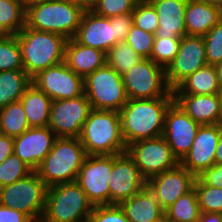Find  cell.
<instances>
[{
	"label": "cell",
	"instance_id": "cell-16",
	"mask_svg": "<svg viewBox=\"0 0 222 222\" xmlns=\"http://www.w3.org/2000/svg\"><path fill=\"white\" fill-rule=\"evenodd\" d=\"M196 178L179 163L176 167L149 178L146 186L165 210L179 197L194 189Z\"/></svg>",
	"mask_w": 222,
	"mask_h": 222
},
{
	"label": "cell",
	"instance_id": "cell-21",
	"mask_svg": "<svg viewBox=\"0 0 222 222\" xmlns=\"http://www.w3.org/2000/svg\"><path fill=\"white\" fill-rule=\"evenodd\" d=\"M155 9L159 27L155 37L182 38L186 34L185 9L188 0H147Z\"/></svg>",
	"mask_w": 222,
	"mask_h": 222
},
{
	"label": "cell",
	"instance_id": "cell-24",
	"mask_svg": "<svg viewBox=\"0 0 222 222\" xmlns=\"http://www.w3.org/2000/svg\"><path fill=\"white\" fill-rule=\"evenodd\" d=\"M222 20V9L205 0H188L185 9L187 35L204 36Z\"/></svg>",
	"mask_w": 222,
	"mask_h": 222
},
{
	"label": "cell",
	"instance_id": "cell-10",
	"mask_svg": "<svg viewBox=\"0 0 222 222\" xmlns=\"http://www.w3.org/2000/svg\"><path fill=\"white\" fill-rule=\"evenodd\" d=\"M113 164L114 155H87L78 172L76 182L93 206L110 205Z\"/></svg>",
	"mask_w": 222,
	"mask_h": 222
},
{
	"label": "cell",
	"instance_id": "cell-15",
	"mask_svg": "<svg viewBox=\"0 0 222 222\" xmlns=\"http://www.w3.org/2000/svg\"><path fill=\"white\" fill-rule=\"evenodd\" d=\"M200 126L175 102L167 109L162 136L179 162L189 152Z\"/></svg>",
	"mask_w": 222,
	"mask_h": 222
},
{
	"label": "cell",
	"instance_id": "cell-49",
	"mask_svg": "<svg viewBox=\"0 0 222 222\" xmlns=\"http://www.w3.org/2000/svg\"><path fill=\"white\" fill-rule=\"evenodd\" d=\"M220 88L222 89V61L215 65Z\"/></svg>",
	"mask_w": 222,
	"mask_h": 222
},
{
	"label": "cell",
	"instance_id": "cell-13",
	"mask_svg": "<svg viewBox=\"0 0 222 222\" xmlns=\"http://www.w3.org/2000/svg\"><path fill=\"white\" fill-rule=\"evenodd\" d=\"M32 83L52 100L70 99L84 94V78L65 62L40 71L32 78Z\"/></svg>",
	"mask_w": 222,
	"mask_h": 222
},
{
	"label": "cell",
	"instance_id": "cell-29",
	"mask_svg": "<svg viewBox=\"0 0 222 222\" xmlns=\"http://www.w3.org/2000/svg\"><path fill=\"white\" fill-rule=\"evenodd\" d=\"M26 6L20 0H0V35H17L25 27Z\"/></svg>",
	"mask_w": 222,
	"mask_h": 222
},
{
	"label": "cell",
	"instance_id": "cell-31",
	"mask_svg": "<svg viewBox=\"0 0 222 222\" xmlns=\"http://www.w3.org/2000/svg\"><path fill=\"white\" fill-rule=\"evenodd\" d=\"M30 128L21 101L0 108V133L16 137Z\"/></svg>",
	"mask_w": 222,
	"mask_h": 222
},
{
	"label": "cell",
	"instance_id": "cell-9",
	"mask_svg": "<svg viewBox=\"0 0 222 222\" xmlns=\"http://www.w3.org/2000/svg\"><path fill=\"white\" fill-rule=\"evenodd\" d=\"M128 99H154L173 97L166 81L165 68L150 58H142L122 75Z\"/></svg>",
	"mask_w": 222,
	"mask_h": 222
},
{
	"label": "cell",
	"instance_id": "cell-54",
	"mask_svg": "<svg viewBox=\"0 0 222 222\" xmlns=\"http://www.w3.org/2000/svg\"><path fill=\"white\" fill-rule=\"evenodd\" d=\"M78 222H90V219H86V220L78 221Z\"/></svg>",
	"mask_w": 222,
	"mask_h": 222
},
{
	"label": "cell",
	"instance_id": "cell-7",
	"mask_svg": "<svg viewBox=\"0 0 222 222\" xmlns=\"http://www.w3.org/2000/svg\"><path fill=\"white\" fill-rule=\"evenodd\" d=\"M84 94L97 110L119 112L129 100L122 75L107 64L84 78Z\"/></svg>",
	"mask_w": 222,
	"mask_h": 222
},
{
	"label": "cell",
	"instance_id": "cell-11",
	"mask_svg": "<svg viewBox=\"0 0 222 222\" xmlns=\"http://www.w3.org/2000/svg\"><path fill=\"white\" fill-rule=\"evenodd\" d=\"M126 152L146 180L180 163L163 136L136 141L127 146Z\"/></svg>",
	"mask_w": 222,
	"mask_h": 222
},
{
	"label": "cell",
	"instance_id": "cell-28",
	"mask_svg": "<svg viewBox=\"0 0 222 222\" xmlns=\"http://www.w3.org/2000/svg\"><path fill=\"white\" fill-rule=\"evenodd\" d=\"M32 78L24 69L0 72V108L19 101L31 85Z\"/></svg>",
	"mask_w": 222,
	"mask_h": 222
},
{
	"label": "cell",
	"instance_id": "cell-19",
	"mask_svg": "<svg viewBox=\"0 0 222 222\" xmlns=\"http://www.w3.org/2000/svg\"><path fill=\"white\" fill-rule=\"evenodd\" d=\"M57 137L47 127H30L14 137V154L35 171L51 151Z\"/></svg>",
	"mask_w": 222,
	"mask_h": 222
},
{
	"label": "cell",
	"instance_id": "cell-50",
	"mask_svg": "<svg viewBox=\"0 0 222 222\" xmlns=\"http://www.w3.org/2000/svg\"><path fill=\"white\" fill-rule=\"evenodd\" d=\"M205 1H207L212 6H216L222 9V0H205Z\"/></svg>",
	"mask_w": 222,
	"mask_h": 222
},
{
	"label": "cell",
	"instance_id": "cell-3",
	"mask_svg": "<svg viewBox=\"0 0 222 222\" xmlns=\"http://www.w3.org/2000/svg\"><path fill=\"white\" fill-rule=\"evenodd\" d=\"M79 140L87 155H116L127 150L117 111L92 109Z\"/></svg>",
	"mask_w": 222,
	"mask_h": 222
},
{
	"label": "cell",
	"instance_id": "cell-44",
	"mask_svg": "<svg viewBox=\"0 0 222 222\" xmlns=\"http://www.w3.org/2000/svg\"><path fill=\"white\" fill-rule=\"evenodd\" d=\"M0 222H34L28 215L0 204Z\"/></svg>",
	"mask_w": 222,
	"mask_h": 222
},
{
	"label": "cell",
	"instance_id": "cell-23",
	"mask_svg": "<svg viewBox=\"0 0 222 222\" xmlns=\"http://www.w3.org/2000/svg\"><path fill=\"white\" fill-rule=\"evenodd\" d=\"M64 62L77 75L85 78L106 64V53L81 45L70 38L66 43Z\"/></svg>",
	"mask_w": 222,
	"mask_h": 222
},
{
	"label": "cell",
	"instance_id": "cell-38",
	"mask_svg": "<svg viewBox=\"0 0 222 222\" xmlns=\"http://www.w3.org/2000/svg\"><path fill=\"white\" fill-rule=\"evenodd\" d=\"M141 0H94L90 9L97 15L107 18L133 12Z\"/></svg>",
	"mask_w": 222,
	"mask_h": 222
},
{
	"label": "cell",
	"instance_id": "cell-47",
	"mask_svg": "<svg viewBox=\"0 0 222 222\" xmlns=\"http://www.w3.org/2000/svg\"><path fill=\"white\" fill-rule=\"evenodd\" d=\"M82 7L84 10H90L93 6L94 0H63Z\"/></svg>",
	"mask_w": 222,
	"mask_h": 222
},
{
	"label": "cell",
	"instance_id": "cell-1",
	"mask_svg": "<svg viewBox=\"0 0 222 222\" xmlns=\"http://www.w3.org/2000/svg\"><path fill=\"white\" fill-rule=\"evenodd\" d=\"M173 97L129 99L119 111L126 146L163 135L165 114Z\"/></svg>",
	"mask_w": 222,
	"mask_h": 222
},
{
	"label": "cell",
	"instance_id": "cell-45",
	"mask_svg": "<svg viewBox=\"0 0 222 222\" xmlns=\"http://www.w3.org/2000/svg\"><path fill=\"white\" fill-rule=\"evenodd\" d=\"M14 137L0 133V164L14 153Z\"/></svg>",
	"mask_w": 222,
	"mask_h": 222
},
{
	"label": "cell",
	"instance_id": "cell-22",
	"mask_svg": "<svg viewBox=\"0 0 222 222\" xmlns=\"http://www.w3.org/2000/svg\"><path fill=\"white\" fill-rule=\"evenodd\" d=\"M173 98L174 102L200 125L219 124V94L173 95Z\"/></svg>",
	"mask_w": 222,
	"mask_h": 222
},
{
	"label": "cell",
	"instance_id": "cell-37",
	"mask_svg": "<svg viewBox=\"0 0 222 222\" xmlns=\"http://www.w3.org/2000/svg\"><path fill=\"white\" fill-rule=\"evenodd\" d=\"M133 24L143 31L155 34L159 27V19L154 7L147 1L141 0L134 8Z\"/></svg>",
	"mask_w": 222,
	"mask_h": 222
},
{
	"label": "cell",
	"instance_id": "cell-20",
	"mask_svg": "<svg viewBox=\"0 0 222 222\" xmlns=\"http://www.w3.org/2000/svg\"><path fill=\"white\" fill-rule=\"evenodd\" d=\"M73 39L81 45L107 53L117 42L114 23L91 10L84 12Z\"/></svg>",
	"mask_w": 222,
	"mask_h": 222
},
{
	"label": "cell",
	"instance_id": "cell-25",
	"mask_svg": "<svg viewBox=\"0 0 222 222\" xmlns=\"http://www.w3.org/2000/svg\"><path fill=\"white\" fill-rule=\"evenodd\" d=\"M119 206L130 222H154L164 217V209L147 186Z\"/></svg>",
	"mask_w": 222,
	"mask_h": 222
},
{
	"label": "cell",
	"instance_id": "cell-51",
	"mask_svg": "<svg viewBox=\"0 0 222 222\" xmlns=\"http://www.w3.org/2000/svg\"><path fill=\"white\" fill-rule=\"evenodd\" d=\"M220 96V117H219V124L222 126V89L219 91Z\"/></svg>",
	"mask_w": 222,
	"mask_h": 222
},
{
	"label": "cell",
	"instance_id": "cell-40",
	"mask_svg": "<svg viewBox=\"0 0 222 222\" xmlns=\"http://www.w3.org/2000/svg\"><path fill=\"white\" fill-rule=\"evenodd\" d=\"M206 61L208 65H216L222 61V20L211 28L204 36Z\"/></svg>",
	"mask_w": 222,
	"mask_h": 222
},
{
	"label": "cell",
	"instance_id": "cell-43",
	"mask_svg": "<svg viewBox=\"0 0 222 222\" xmlns=\"http://www.w3.org/2000/svg\"><path fill=\"white\" fill-rule=\"evenodd\" d=\"M197 177L208 186L222 188V164H214Z\"/></svg>",
	"mask_w": 222,
	"mask_h": 222
},
{
	"label": "cell",
	"instance_id": "cell-34",
	"mask_svg": "<svg viewBox=\"0 0 222 222\" xmlns=\"http://www.w3.org/2000/svg\"><path fill=\"white\" fill-rule=\"evenodd\" d=\"M194 189L201 212L222 213V188L208 186L197 177Z\"/></svg>",
	"mask_w": 222,
	"mask_h": 222
},
{
	"label": "cell",
	"instance_id": "cell-36",
	"mask_svg": "<svg viewBox=\"0 0 222 222\" xmlns=\"http://www.w3.org/2000/svg\"><path fill=\"white\" fill-rule=\"evenodd\" d=\"M181 38L155 37L150 59L167 68L178 53Z\"/></svg>",
	"mask_w": 222,
	"mask_h": 222
},
{
	"label": "cell",
	"instance_id": "cell-39",
	"mask_svg": "<svg viewBox=\"0 0 222 222\" xmlns=\"http://www.w3.org/2000/svg\"><path fill=\"white\" fill-rule=\"evenodd\" d=\"M154 38L155 34L143 31L133 24L127 34L126 42L141 57L150 58Z\"/></svg>",
	"mask_w": 222,
	"mask_h": 222
},
{
	"label": "cell",
	"instance_id": "cell-8",
	"mask_svg": "<svg viewBox=\"0 0 222 222\" xmlns=\"http://www.w3.org/2000/svg\"><path fill=\"white\" fill-rule=\"evenodd\" d=\"M47 186L33 171L26 178L0 188V204L41 222L45 210Z\"/></svg>",
	"mask_w": 222,
	"mask_h": 222
},
{
	"label": "cell",
	"instance_id": "cell-14",
	"mask_svg": "<svg viewBox=\"0 0 222 222\" xmlns=\"http://www.w3.org/2000/svg\"><path fill=\"white\" fill-rule=\"evenodd\" d=\"M206 65L204 37L185 35L181 38L177 55L165 69L168 86L173 90L186 77Z\"/></svg>",
	"mask_w": 222,
	"mask_h": 222
},
{
	"label": "cell",
	"instance_id": "cell-4",
	"mask_svg": "<svg viewBox=\"0 0 222 222\" xmlns=\"http://www.w3.org/2000/svg\"><path fill=\"white\" fill-rule=\"evenodd\" d=\"M82 7L63 0H43L26 6L25 25L28 28L73 38L83 14Z\"/></svg>",
	"mask_w": 222,
	"mask_h": 222
},
{
	"label": "cell",
	"instance_id": "cell-33",
	"mask_svg": "<svg viewBox=\"0 0 222 222\" xmlns=\"http://www.w3.org/2000/svg\"><path fill=\"white\" fill-rule=\"evenodd\" d=\"M24 69L17 35H0V72Z\"/></svg>",
	"mask_w": 222,
	"mask_h": 222
},
{
	"label": "cell",
	"instance_id": "cell-17",
	"mask_svg": "<svg viewBox=\"0 0 222 222\" xmlns=\"http://www.w3.org/2000/svg\"><path fill=\"white\" fill-rule=\"evenodd\" d=\"M147 180L141 175L127 152L114 155L109 182L110 204H120L146 187Z\"/></svg>",
	"mask_w": 222,
	"mask_h": 222
},
{
	"label": "cell",
	"instance_id": "cell-46",
	"mask_svg": "<svg viewBox=\"0 0 222 222\" xmlns=\"http://www.w3.org/2000/svg\"><path fill=\"white\" fill-rule=\"evenodd\" d=\"M221 213L201 212L198 222H220Z\"/></svg>",
	"mask_w": 222,
	"mask_h": 222
},
{
	"label": "cell",
	"instance_id": "cell-32",
	"mask_svg": "<svg viewBox=\"0 0 222 222\" xmlns=\"http://www.w3.org/2000/svg\"><path fill=\"white\" fill-rule=\"evenodd\" d=\"M143 57L137 54L127 42H117L106 53V64L118 74L123 75Z\"/></svg>",
	"mask_w": 222,
	"mask_h": 222
},
{
	"label": "cell",
	"instance_id": "cell-35",
	"mask_svg": "<svg viewBox=\"0 0 222 222\" xmlns=\"http://www.w3.org/2000/svg\"><path fill=\"white\" fill-rule=\"evenodd\" d=\"M33 170L16 154H11L0 164V188L26 178Z\"/></svg>",
	"mask_w": 222,
	"mask_h": 222
},
{
	"label": "cell",
	"instance_id": "cell-42",
	"mask_svg": "<svg viewBox=\"0 0 222 222\" xmlns=\"http://www.w3.org/2000/svg\"><path fill=\"white\" fill-rule=\"evenodd\" d=\"M110 23H114L116 42H126L127 34L133 25L132 12L110 17Z\"/></svg>",
	"mask_w": 222,
	"mask_h": 222
},
{
	"label": "cell",
	"instance_id": "cell-52",
	"mask_svg": "<svg viewBox=\"0 0 222 222\" xmlns=\"http://www.w3.org/2000/svg\"><path fill=\"white\" fill-rule=\"evenodd\" d=\"M25 6H27L30 3L37 2V1H43V0H20Z\"/></svg>",
	"mask_w": 222,
	"mask_h": 222
},
{
	"label": "cell",
	"instance_id": "cell-30",
	"mask_svg": "<svg viewBox=\"0 0 222 222\" xmlns=\"http://www.w3.org/2000/svg\"><path fill=\"white\" fill-rule=\"evenodd\" d=\"M201 210L195 189L179 197L164 210L167 222H198Z\"/></svg>",
	"mask_w": 222,
	"mask_h": 222
},
{
	"label": "cell",
	"instance_id": "cell-53",
	"mask_svg": "<svg viewBox=\"0 0 222 222\" xmlns=\"http://www.w3.org/2000/svg\"><path fill=\"white\" fill-rule=\"evenodd\" d=\"M154 222H167L166 219H165V216L157 221H154Z\"/></svg>",
	"mask_w": 222,
	"mask_h": 222
},
{
	"label": "cell",
	"instance_id": "cell-18",
	"mask_svg": "<svg viewBox=\"0 0 222 222\" xmlns=\"http://www.w3.org/2000/svg\"><path fill=\"white\" fill-rule=\"evenodd\" d=\"M222 136V126L201 125L189 152L180 164L196 177L215 164V152Z\"/></svg>",
	"mask_w": 222,
	"mask_h": 222
},
{
	"label": "cell",
	"instance_id": "cell-41",
	"mask_svg": "<svg viewBox=\"0 0 222 222\" xmlns=\"http://www.w3.org/2000/svg\"><path fill=\"white\" fill-rule=\"evenodd\" d=\"M90 222H130L118 204L94 206Z\"/></svg>",
	"mask_w": 222,
	"mask_h": 222
},
{
	"label": "cell",
	"instance_id": "cell-27",
	"mask_svg": "<svg viewBox=\"0 0 222 222\" xmlns=\"http://www.w3.org/2000/svg\"><path fill=\"white\" fill-rule=\"evenodd\" d=\"M20 101L30 127H47L52 99L33 83L25 90Z\"/></svg>",
	"mask_w": 222,
	"mask_h": 222
},
{
	"label": "cell",
	"instance_id": "cell-26",
	"mask_svg": "<svg viewBox=\"0 0 222 222\" xmlns=\"http://www.w3.org/2000/svg\"><path fill=\"white\" fill-rule=\"evenodd\" d=\"M221 90L215 65L197 69L181 81L173 90V95H210Z\"/></svg>",
	"mask_w": 222,
	"mask_h": 222
},
{
	"label": "cell",
	"instance_id": "cell-6",
	"mask_svg": "<svg viewBox=\"0 0 222 222\" xmlns=\"http://www.w3.org/2000/svg\"><path fill=\"white\" fill-rule=\"evenodd\" d=\"M93 204L76 181L47 187L41 222H78L90 218Z\"/></svg>",
	"mask_w": 222,
	"mask_h": 222
},
{
	"label": "cell",
	"instance_id": "cell-48",
	"mask_svg": "<svg viewBox=\"0 0 222 222\" xmlns=\"http://www.w3.org/2000/svg\"><path fill=\"white\" fill-rule=\"evenodd\" d=\"M215 164H222V136H221L219 143L216 147Z\"/></svg>",
	"mask_w": 222,
	"mask_h": 222
},
{
	"label": "cell",
	"instance_id": "cell-2",
	"mask_svg": "<svg viewBox=\"0 0 222 222\" xmlns=\"http://www.w3.org/2000/svg\"><path fill=\"white\" fill-rule=\"evenodd\" d=\"M25 72L33 78L40 71L64 62L67 38L28 28L17 34Z\"/></svg>",
	"mask_w": 222,
	"mask_h": 222
},
{
	"label": "cell",
	"instance_id": "cell-12",
	"mask_svg": "<svg viewBox=\"0 0 222 222\" xmlns=\"http://www.w3.org/2000/svg\"><path fill=\"white\" fill-rule=\"evenodd\" d=\"M92 110L86 95L52 100L48 127L56 137L79 138L83 124Z\"/></svg>",
	"mask_w": 222,
	"mask_h": 222
},
{
	"label": "cell",
	"instance_id": "cell-5",
	"mask_svg": "<svg viewBox=\"0 0 222 222\" xmlns=\"http://www.w3.org/2000/svg\"><path fill=\"white\" fill-rule=\"evenodd\" d=\"M86 156L79 138L57 137L35 172L47 187L73 182Z\"/></svg>",
	"mask_w": 222,
	"mask_h": 222
}]
</instances>
